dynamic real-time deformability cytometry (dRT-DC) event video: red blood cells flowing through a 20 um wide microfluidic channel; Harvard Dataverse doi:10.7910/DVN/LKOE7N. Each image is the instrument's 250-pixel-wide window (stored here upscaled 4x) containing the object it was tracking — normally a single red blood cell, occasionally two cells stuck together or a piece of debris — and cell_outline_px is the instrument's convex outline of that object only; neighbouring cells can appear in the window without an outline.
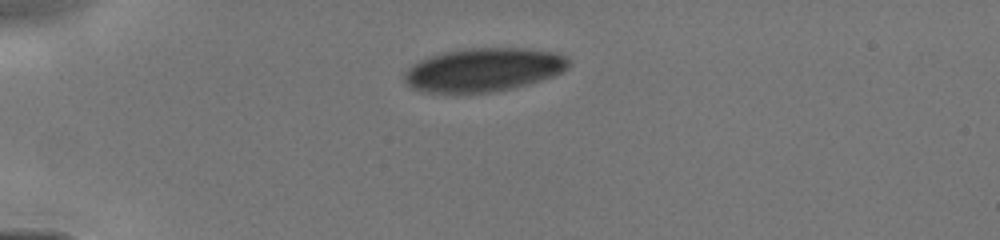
{"species": "human", "species_latin": "Homo sapiens", "temperature_condition": "cold", "stored_images_in_passage": 7, "camera_frame_rate_fps": 3000, "um_per_image_px": 0.085, "donor": {"sex": "male"}, "frame": {"image": 1, "passage_image": 1, "time_ms": 0.0, "image_size_px": [1000, 240], "cell_outline_px": [[568, 68], [552, 76], [528, 84], [512, 88], [492, 92], [424, 92], [412, 88], [404, 80], [404, 72], [412, 64], [428, 56], [444, 52], [464, 48], [524, 48], [552, 52], [564, 56], [568, 60]], "centroid_in_image_um": [41.06, 5.92], "position_along_channel_um": 43.9, "area_um2": 41.38}}
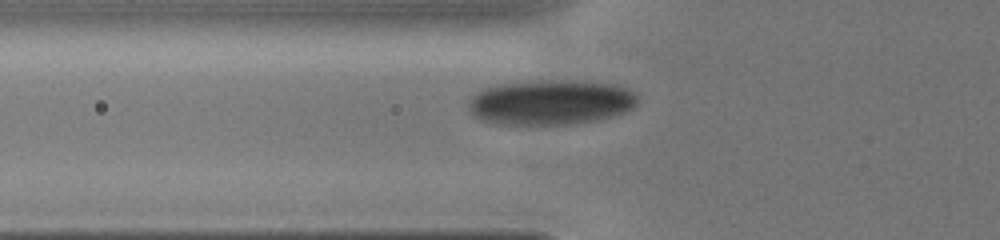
{"frame": {"image": 2, "passage_image": 4, "time_ms": 1.667, "image_size_px": [1000, 240], "cell_outline_px": [[636, 104], [632, 108], [624, 112], [600, 120], [572, 124], [496, 124], [480, 120], [472, 116], [468, 112], [468, 100], [480, 88], [500, 84], [532, 80], [568, 80], [612, 84], [636, 92]], "centroid_in_image_um": [46.73, 8.7], "position_along_channel_um": 79.1, "area_um2": 44.85}}
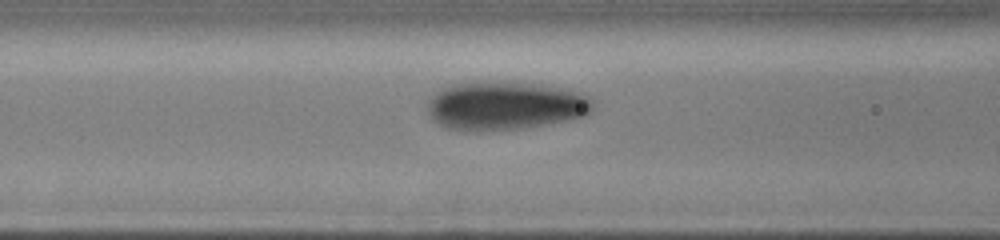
{"frame": {"image": 3, "passage_image": 6, "time_ms": 2.667, "image_size_px": [1000, 240], "cell_outline_px": [[592, 112], [584, 116], [572, 120], [524, 128], [448, 128], [432, 120], [428, 112], [428, 100], [436, 92], [452, 84], [508, 80], [560, 88], [580, 92], [588, 96], [592, 100]], "centroid_in_image_um": [42.99, 8.94], "position_along_channel_um": 123.6, "area_um2": 46.07}}